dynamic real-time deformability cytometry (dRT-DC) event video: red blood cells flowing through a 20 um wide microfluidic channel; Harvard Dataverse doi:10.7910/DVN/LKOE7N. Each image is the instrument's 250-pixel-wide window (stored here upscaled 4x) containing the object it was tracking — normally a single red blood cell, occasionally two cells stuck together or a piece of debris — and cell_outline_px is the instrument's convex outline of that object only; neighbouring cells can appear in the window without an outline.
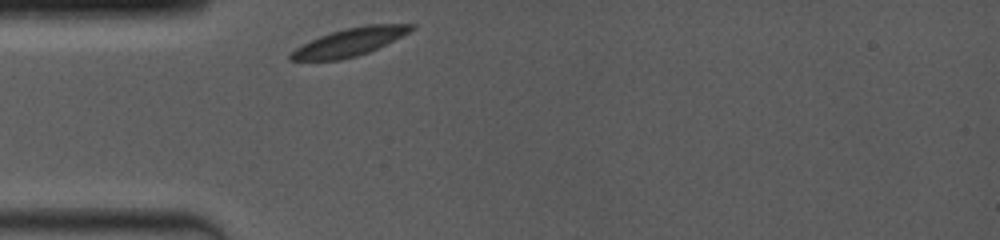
{"species": "common noctule bat (a hibernating species)", "species_latin": "Nyctalus noctula", "temperature_condition": "room temperature", "stored_images_in_passage": 18, "camera_frame_rate_fps": 4000, "um_per_image_px": 0.085, "animal": {"sex": "female", "body_mass_g": 19.0, "forearm_length_mm": 53.3}, "frame": {"image": 1, "passage_image": 1, "time_ms": 0.0, "image_size_px": [1000, 240], "cell_outline_px": [[416, 28], [368, 52], [356, 56], [340, 60], [288, 60], [288, 56], [296, 48], [320, 36], [344, 28], [368, 24], [416, 24]], "centroid_in_image_um": [29.71, 3.57], "position_along_channel_um": 55.3, "area_um2": 19.13}}
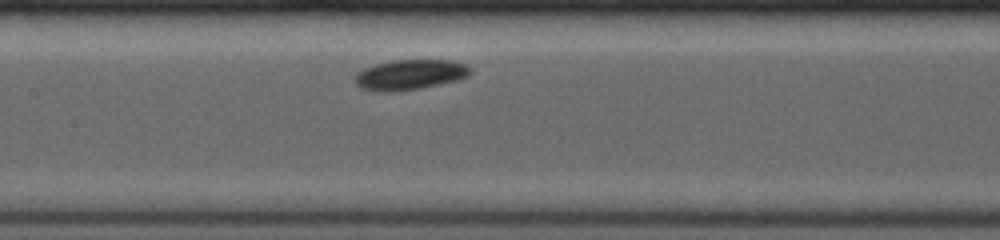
{"frame": {"image": 2, "passage_image": 11, "time_ms": 3.25, "image_size_px": [1000, 240], "cell_outline_px": [[472, 72], [468, 76], [460, 80], [420, 88], [392, 92], [380, 92], [360, 88], [356, 84], [356, 72], [364, 68], [376, 64], [392, 60], [452, 60], [468, 64], [472, 68]], "centroid_in_image_um": [34.89, 6.34], "position_along_channel_um": 172.5, "area_um2": 20.58}}
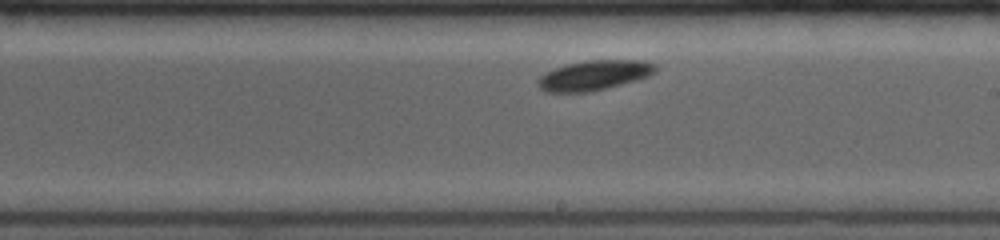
{"frame": {"image": 3, "passage_image": 16, "time_ms": 5.0, "image_size_px": [1000, 240], "cell_outline_px": [[656, 72], [648, 76], [636, 80], [588, 92], [544, 92], [536, 84], [536, 80], [544, 72], [568, 64], [588, 60], [644, 60], [656, 64]], "centroid_in_image_um": [50.47, 6.39], "position_along_channel_um": 238.5, "area_um2": 20.4}}